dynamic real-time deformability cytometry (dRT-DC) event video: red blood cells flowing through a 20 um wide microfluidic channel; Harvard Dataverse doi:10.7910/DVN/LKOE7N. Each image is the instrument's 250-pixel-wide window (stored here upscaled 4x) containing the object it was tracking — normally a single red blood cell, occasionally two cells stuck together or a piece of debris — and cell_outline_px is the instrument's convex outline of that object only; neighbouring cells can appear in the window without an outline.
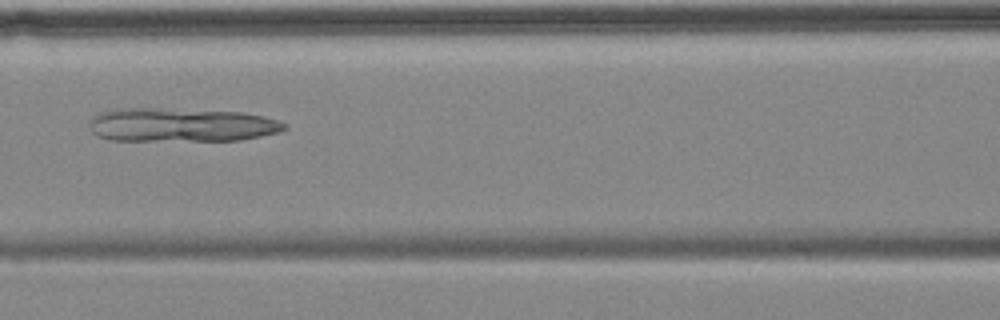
{"species": "common noctule bat (a hibernating species)", "species_latin": "Nyctalus noctula", "temperature_condition": "cold", "stored_images_in_passage": 10, "camera_frame_rate_fps": 3000, "um_per_image_px": 0.085, "animal": {"sex": "female", "body_mass_g": 18.4}, "frame": {"image": 1, "passage_image": 6, "time_ms": 6.0, "image_size_px": [1000, 320], "cell_outline_px": [[288, 128], [280, 132], [240, 140], [108, 140], [96, 136], [92, 132], [88, 124], [92, 116], [96, 112], [112, 108], [152, 108], [240, 112], [264, 116], [288, 124]], "centroid_in_image_um": [15.34, 10.61], "position_along_channel_um": 151.3, "area_um2": 38.67}}
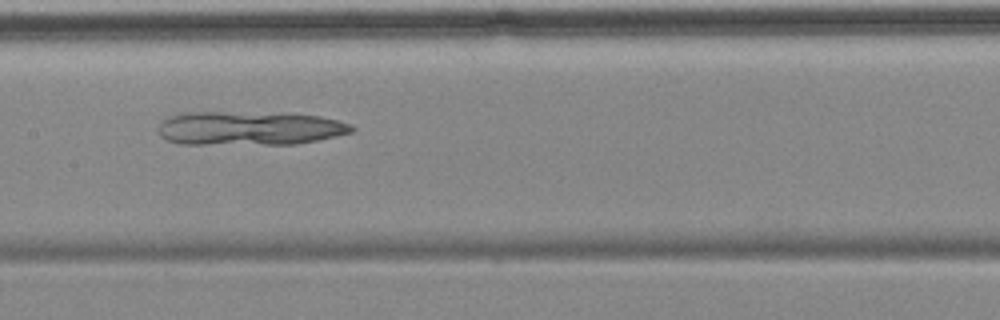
{"frame": {"image": 2, "passage_image": 7, "time_ms": 7.0, "image_size_px": [1000, 320], "cell_outline_px": [[356, 128], [352, 132], [336, 136], [296, 144], [180, 144], [168, 140], [160, 136], [160, 124], [164, 120], [172, 116], [184, 112], [292, 112], [320, 116], [352, 124]], "centroid_in_image_um": [21.27, 10.89], "position_along_channel_um": 186.1, "area_um2": 38.61}}
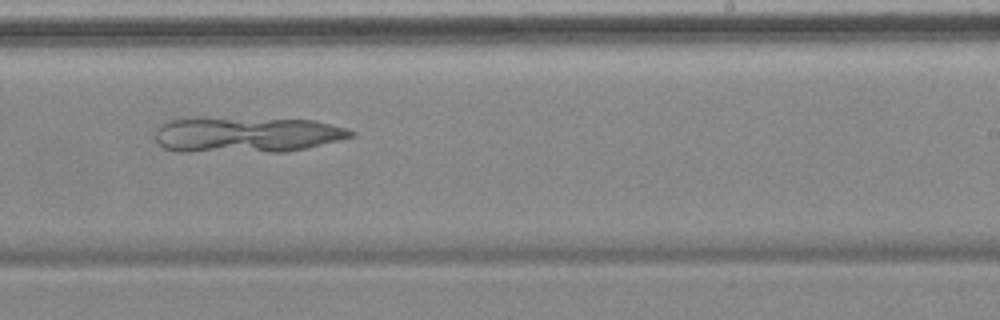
{"frame": {"image": 3, "passage_image": 9, "time_ms": 9.333, "image_size_px": [1000, 320], "cell_outline_px": [[356, 136], [340, 140], [304, 148], [284, 152], [180, 152], [164, 148], [156, 140], [156, 128], [168, 120], [196, 116], [312, 120], [344, 128], [356, 132]], "centroid_in_image_um": [20.89, 11.43], "position_along_channel_um": 268.1, "area_um2": 41.5}}